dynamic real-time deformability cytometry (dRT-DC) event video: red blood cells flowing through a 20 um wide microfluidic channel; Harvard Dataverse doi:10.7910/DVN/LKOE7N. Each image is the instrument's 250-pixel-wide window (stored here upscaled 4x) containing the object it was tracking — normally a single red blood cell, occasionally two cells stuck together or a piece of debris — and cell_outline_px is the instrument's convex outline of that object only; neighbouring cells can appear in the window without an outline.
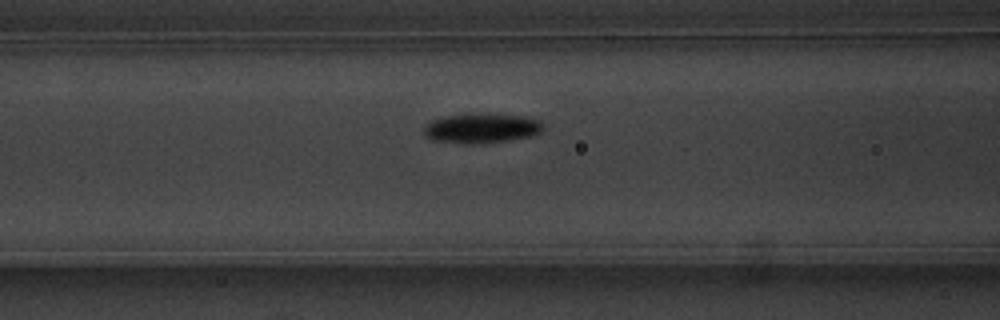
{"species": "common noctule bat (a hibernating species)", "species_latin": "Nyctalus noctula", "temperature_condition": "warm", "stored_images_in_passage": 40, "camera_frame_rate_fps": 3000, "um_per_image_px": 0.085, "animal": {"sex": "male", "body_mass_g": 20.1, "forearm_length_mm": 53.5}, "frame": {"image": 1, "passage_image": 10, "time_ms": 3.0, "image_size_px": [1000, 320], "cell_outline_px": [[544, 132], [532, 136], [480, 144], [468, 144], [432, 140], [424, 136], [424, 128], [432, 120], [448, 116], [484, 112], [524, 116], [540, 120], [544, 128]], "centroid_in_image_um": [40.98, 10.89], "position_along_channel_um": 125.6, "area_um2": 20.98}}
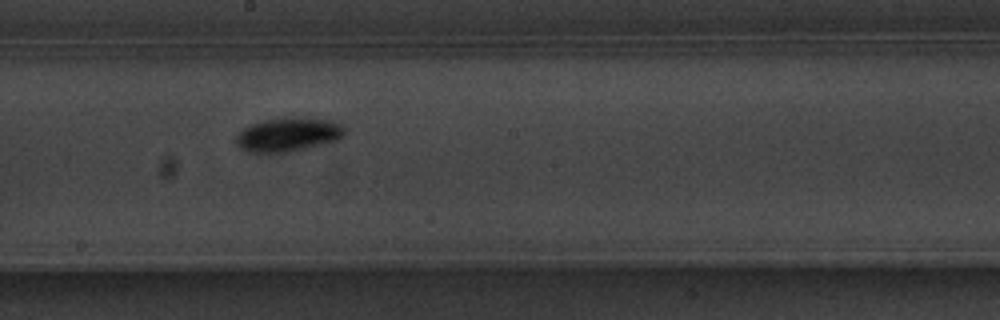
{"frame": {"image": 2, "passage_image": 18, "time_ms": 5.667, "image_size_px": [1000, 320], "cell_outline_px": [[344, 136], [340, 140], [288, 152], [252, 152], [240, 148], [236, 144], [236, 136], [244, 128], [252, 124], [264, 120], [288, 116], [308, 116], [332, 120], [340, 124], [344, 128]], "centroid_in_image_um": [24.55, 11.4], "position_along_channel_um": 223.7, "area_um2": 21.73}}
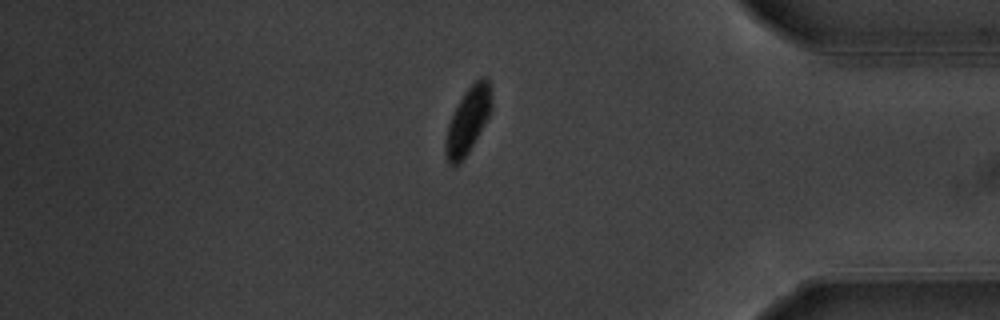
{"frame": {"image": 3, "passage_image": 34, "time_ms": 11.0, "image_size_px": [1000, 320], "cell_outline_px": [[492, 112], [468, 152], [460, 164], [448, 164], [444, 156], [444, 144], [448, 124], [456, 104], [464, 92], [480, 76], [488, 76], [492, 104]], "centroid_in_image_um": [39.76, 10.24], "position_along_channel_um": 395.4, "area_um2": 18.03}}